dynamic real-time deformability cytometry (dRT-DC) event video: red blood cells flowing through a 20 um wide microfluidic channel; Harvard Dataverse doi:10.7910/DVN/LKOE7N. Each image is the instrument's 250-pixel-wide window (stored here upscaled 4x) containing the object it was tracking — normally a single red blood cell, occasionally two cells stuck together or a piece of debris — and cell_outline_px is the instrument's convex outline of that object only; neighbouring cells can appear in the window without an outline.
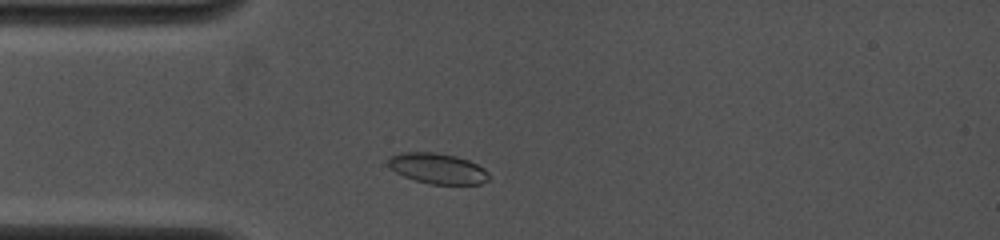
{"species": "common noctule bat (a hibernating species)", "species_latin": "Nyctalus noctula", "temperature_condition": "cold", "stored_images_in_passage": 20, "camera_frame_rate_fps": 4000, "um_per_image_px": 0.085, "animal": {"sex": "female", "body_mass_g": 19.0, "forearm_length_mm": 53.3}, "frame": {"image": 1, "passage_image": 3, "time_ms": 1.0, "image_size_px": [1000, 240], "cell_outline_px": [[492, 176], [488, 180], [480, 184], [432, 184], [416, 180], [404, 176], [396, 172], [388, 164], [388, 160], [392, 156], [400, 152], [436, 152], [456, 156], [468, 160], [484, 168]], "centroid_in_image_um": [37.24, 14.32], "position_along_channel_um": 47.8, "area_um2": 17.86}}
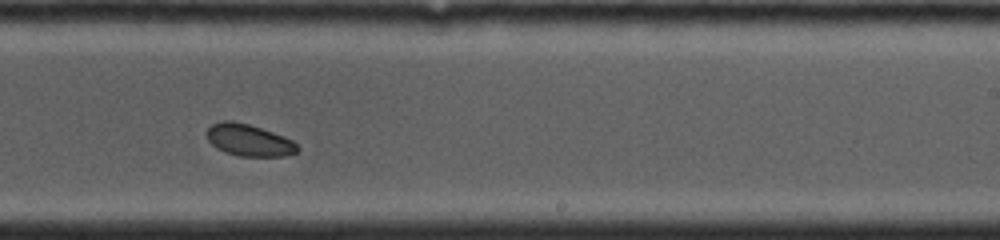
{"frame": {"image": 2, "passage_image": 13, "time_ms": 6.75, "image_size_px": [1000, 240], "cell_outline_px": [[300, 148], [296, 152], [284, 156], [240, 156], [224, 152], [216, 148], [208, 140], [208, 128], [212, 124], [220, 120], [232, 120], [248, 124], [284, 136], [292, 140]], "centroid_in_image_um": [21.15, 11.91], "position_along_channel_um": 267.9, "area_um2": 16.76}}
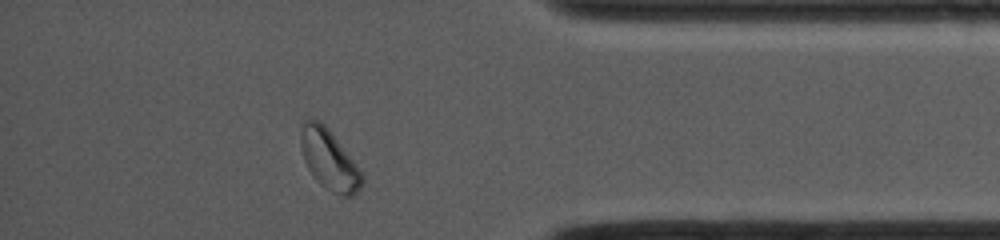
{"frame": {"image": 3, "passage_image": 20, "time_ms": 10.5, "image_size_px": [1000, 240], "cell_outline_px": [[364, 184], [352, 196], [340, 196], [324, 188], [312, 176], [304, 160], [300, 148], [300, 132], [304, 120], [316, 120], [324, 124], [328, 128], [364, 176]], "centroid_in_image_um": [27.96, 13.61], "position_along_channel_um": 407.2, "area_um2": 21.33}, "authors_computed_cell_mechanics": {"area_um2": 17.6001, "velocity_mm_per_s": 4.0106, "shape_relaxation_time_tau1_ms": null, "shape_relaxation_time_tau2_ms": 3.6886, "deformation_change_tau1": null, "deformation_change_tau2": 0.0551}}